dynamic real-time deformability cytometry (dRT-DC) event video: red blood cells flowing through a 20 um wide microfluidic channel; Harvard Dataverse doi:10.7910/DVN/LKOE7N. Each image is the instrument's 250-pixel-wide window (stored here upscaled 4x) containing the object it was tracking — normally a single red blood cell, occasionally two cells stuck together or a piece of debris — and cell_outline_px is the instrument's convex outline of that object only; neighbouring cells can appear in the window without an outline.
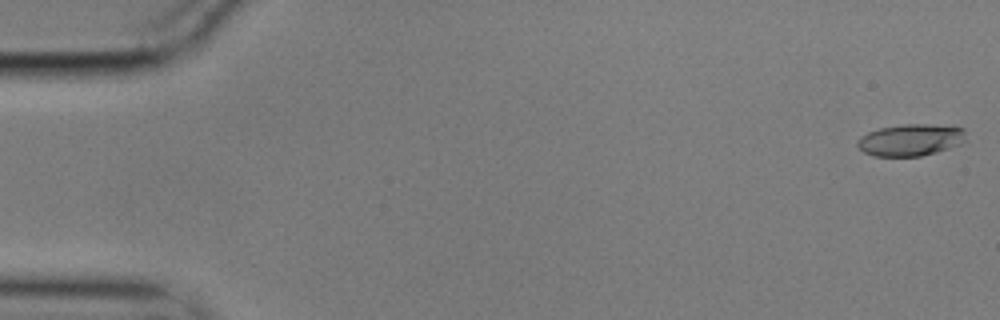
{"species": "common noctule bat (a hibernating species)", "species_latin": "Nyctalus noctula", "temperature_condition": "cold", "stored_images_in_passage": 16, "camera_frame_rate_fps": 3000, "um_per_image_px": 0.085, "animal": {"sex": "male", "body_mass_g": 17.9}, "frame": {"image": 1, "passage_image": 1, "time_ms": 0.0, "image_size_px": [1000, 320], "cell_outline_px": [[964, 140], [960, 144], [936, 152], [920, 156], [872, 156], [864, 152], [856, 144], [856, 140], [860, 136], [868, 132], [880, 128], [904, 124], [952, 124], [964, 128]], "centroid_in_image_um": [77.4, 11.87], "position_along_channel_um": 7.6, "area_um2": 20.35}}
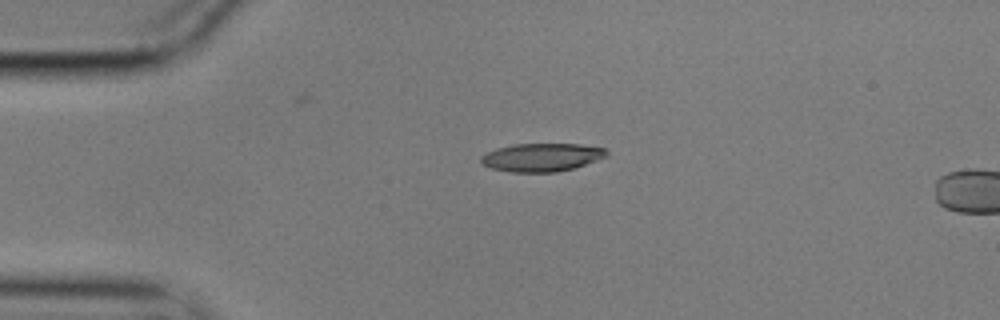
{"frame": {"image": 2, "passage_image": 13, "time_ms": 4.0, "image_size_px": [1000, 320], "cell_outline_px": [[608, 156], [572, 168], [556, 172], [512, 172], [492, 168], [480, 164], [480, 156], [496, 148], [512, 144], [580, 144], [608, 148]], "centroid_in_image_um": [46.04, 13.36], "position_along_channel_um": 39.0, "area_um2": 20.69}}